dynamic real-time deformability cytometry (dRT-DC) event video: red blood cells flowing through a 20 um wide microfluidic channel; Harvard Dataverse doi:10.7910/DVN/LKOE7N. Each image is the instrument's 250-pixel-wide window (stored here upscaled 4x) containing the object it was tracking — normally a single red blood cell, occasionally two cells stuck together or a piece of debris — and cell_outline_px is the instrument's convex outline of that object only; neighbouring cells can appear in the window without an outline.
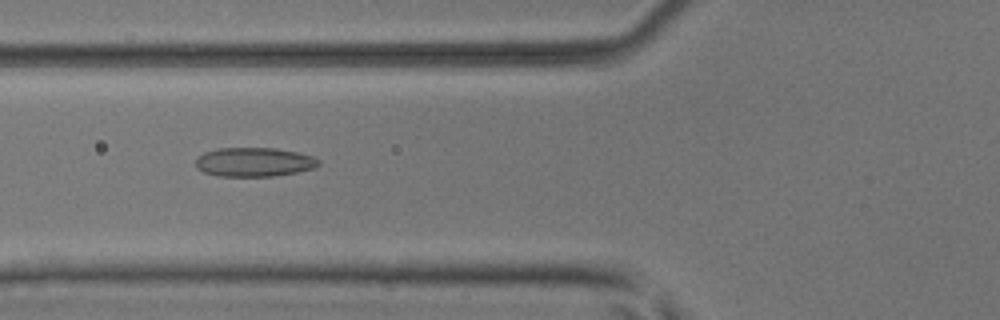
{"species": "common noctule bat (a hibernating species)", "species_latin": "Nyctalus noctula", "temperature_condition": "room temperature", "stored_images_in_passage": 43, "camera_frame_rate_fps": 3000, "um_per_image_px": 0.085, "animal": {"sex": "male", "body_mass_g": 17.9, "forearm_length_mm": 54.2}, "frame": {"image": 1, "passage_image": 20, "time_ms": 6.333, "image_size_px": [1000, 320], "cell_outline_px": [[320, 164], [316, 168], [296, 172], [272, 176], [220, 176], [204, 172], [196, 168], [196, 156], [204, 152], [216, 148], [276, 148], [296, 152], [312, 156], [320, 160]], "centroid_in_image_um": [21.58, 13.77], "position_along_channel_um": 104.2, "area_um2": 20.92}}
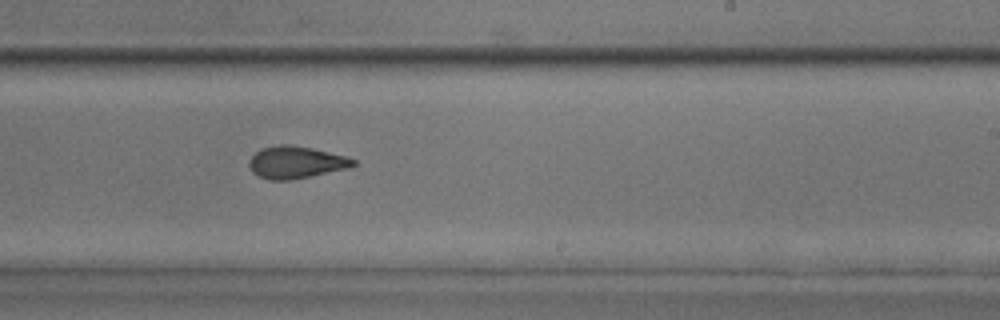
{"frame": {"image": 2, "passage_image": 32, "time_ms": 10.333, "image_size_px": [1000, 320], "cell_outline_px": [[356, 164], [348, 168], [292, 180], [268, 180], [252, 172], [248, 164], [248, 160], [260, 148], [280, 144], [288, 144], [312, 148], [348, 156], [356, 160]], "centroid_in_image_um": [25.15, 13.79], "position_along_channel_um": 263.9, "area_um2": 19.65}}
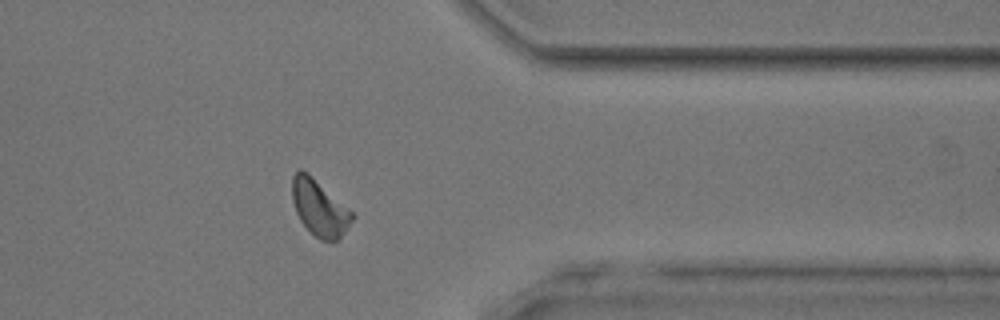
{"frame": {"image": 3, "passage_image": 43, "time_ms": 14.0, "image_size_px": [1000, 320], "cell_outline_px": [[356, 216], [344, 232], [336, 240], [320, 240], [300, 220], [296, 212], [292, 200], [292, 176], [300, 168], [308, 172], [352, 212]], "centroid_in_image_um": [27.13, 17.64], "position_along_channel_um": 384.3, "area_um2": 19.25}, "authors_computed_cell_mechanics": {"area_um2": 20.2878, "velocity_mm_per_s": 4.0003, "shape_relaxation_time_tau1_ms": null, "shape_relaxation_time_tau2_ms": 1.6081, "deformation_change_tau1": null, "deformation_change_tau2": 0.0827}}